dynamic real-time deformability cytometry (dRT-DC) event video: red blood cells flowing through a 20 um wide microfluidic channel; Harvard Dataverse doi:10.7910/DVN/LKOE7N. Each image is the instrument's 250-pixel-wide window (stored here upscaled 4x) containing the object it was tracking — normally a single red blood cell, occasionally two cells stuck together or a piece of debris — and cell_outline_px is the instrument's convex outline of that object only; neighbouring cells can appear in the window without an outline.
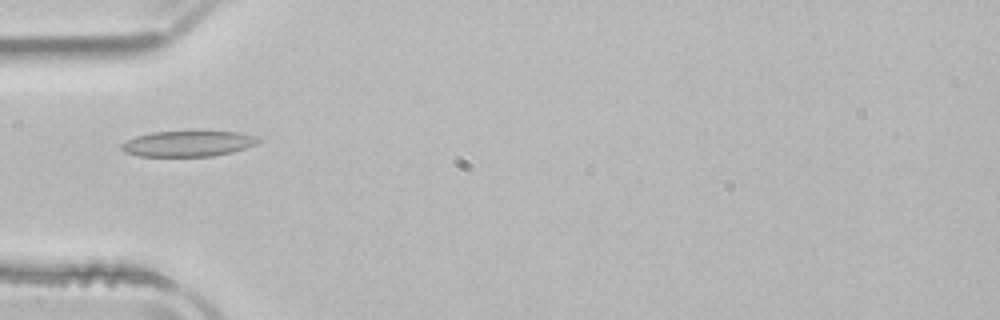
{"species": "common noctule bat (a hibernating species)", "species_latin": "Nyctalus noctula", "temperature_condition": "room temperature", "stored_images_in_passage": 45, "camera_frame_rate_fps": 3000, "um_per_image_px": 0.085, "animal": {"sex": "male", "body_mass_g": 21.5, "forearm_length_mm": 52.0}, "frame": {"image": 1, "passage_image": 10, "time_ms": 3.0, "image_size_px": [1000, 320], "cell_outline_px": [[260, 140], [256, 144], [232, 152], [212, 156], [140, 156], [124, 152], [120, 148], [120, 144], [136, 136], [152, 132], [240, 132], [260, 136]], "centroid_in_image_um": [15.99, 12.21], "position_along_channel_um": 69.0, "area_um2": 20.35}}
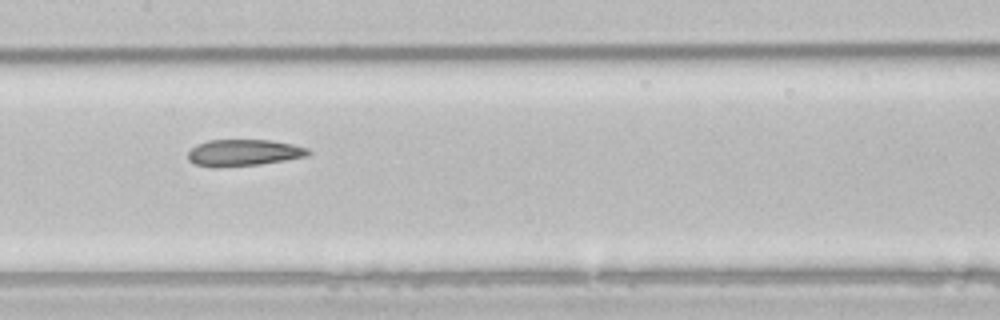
{"frame": {"image": 2, "passage_image": 19, "time_ms": 6.0, "image_size_px": [1000, 320], "cell_outline_px": [[312, 152], [308, 156], [260, 164], [196, 164], [188, 160], [188, 152], [196, 144], [208, 140], [272, 140], [292, 144], [308, 148]], "centroid_in_image_um": [20.79, 12.92], "position_along_channel_um": 186.6, "area_um2": 17.8}}
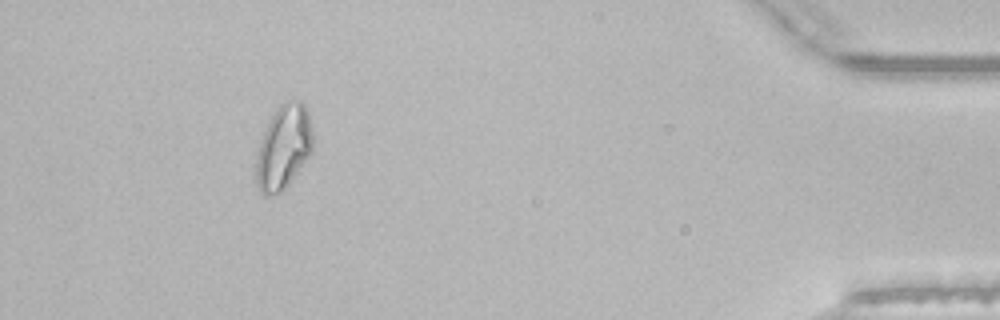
{"frame": {"image": 3, "passage_image": 41, "time_ms": 13.333, "image_size_px": [1000, 320], "cell_outline_px": [[312, 152], [288, 184], [280, 192], [268, 196], [264, 196], [260, 192], [256, 184], [256, 156], [260, 140], [276, 108], [284, 100], [300, 100], [304, 104], [308, 112], [312, 132]], "centroid_in_image_um": [24.09, 12.5], "position_along_channel_um": 411.1, "area_um2": 27.74}, "authors_computed_cell_mechanics": {"area_um2": 20.1144, "velocity_mm_per_s": 3.9012, "shape_relaxation_time_tau1_ms": null, "shape_relaxation_time_tau2_ms": 7.2717, "deformation_change_tau1": null, "deformation_change_tau2": 0.1538}}